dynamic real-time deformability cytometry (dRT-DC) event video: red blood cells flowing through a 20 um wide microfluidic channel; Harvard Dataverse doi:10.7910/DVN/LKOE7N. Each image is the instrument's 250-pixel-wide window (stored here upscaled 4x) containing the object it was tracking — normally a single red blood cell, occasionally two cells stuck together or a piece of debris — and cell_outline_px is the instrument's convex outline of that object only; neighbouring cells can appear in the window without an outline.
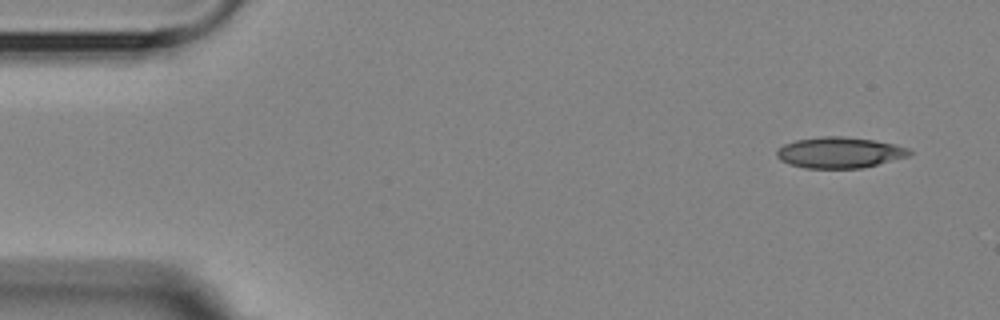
{"species": "Egyptian fruit bat (a non-hibernating species)", "species_latin": "Rousettus aegyptiacus", "temperature_condition": "room temperature", "stored_images_in_passage": 5, "segment_of_instrument_passage": [1, 2], "camera_frame_rate_fps": 3000, "um_per_image_px": 0.085, "animal": {"sex": "female"}, "frame": {"image": 1, "passage_image": 1, "time_ms": 0.0, "image_size_px": [1000, 320], "cell_outline_px": [[912, 152], [908, 156], [860, 168], [804, 168], [780, 160], [776, 156], [776, 148], [784, 144], [796, 140], [820, 136], [844, 136], [872, 140], [892, 144], [908, 148]], "centroid_in_image_um": [71.3, 12.96], "position_along_channel_um": 13.7, "area_um2": 23.7}}
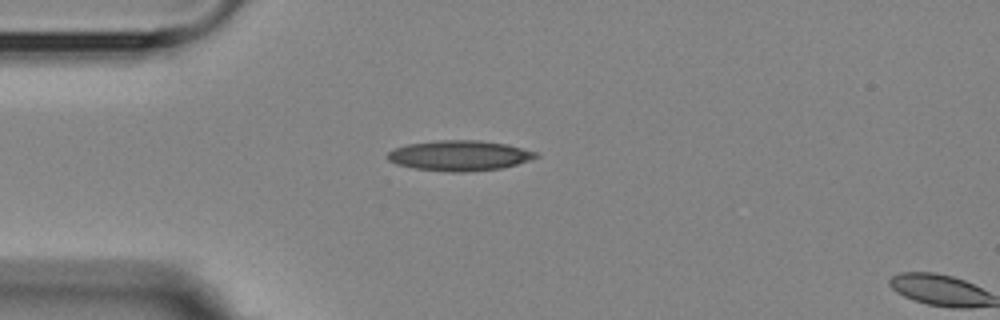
{"frame": {"image": 2, "passage_image": 4, "time_ms": 3.333, "image_size_px": [1000, 320], "cell_outline_px": [[540, 156], [516, 164], [500, 168], [464, 172], [452, 172], [416, 168], [396, 164], [388, 160], [384, 156], [388, 152], [396, 148], [408, 144], [440, 140], [480, 140], [508, 144], [536, 152]], "centroid_in_image_um": [39.04, 13.21], "position_along_channel_um": 46.0, "area_um2": 26.01}}